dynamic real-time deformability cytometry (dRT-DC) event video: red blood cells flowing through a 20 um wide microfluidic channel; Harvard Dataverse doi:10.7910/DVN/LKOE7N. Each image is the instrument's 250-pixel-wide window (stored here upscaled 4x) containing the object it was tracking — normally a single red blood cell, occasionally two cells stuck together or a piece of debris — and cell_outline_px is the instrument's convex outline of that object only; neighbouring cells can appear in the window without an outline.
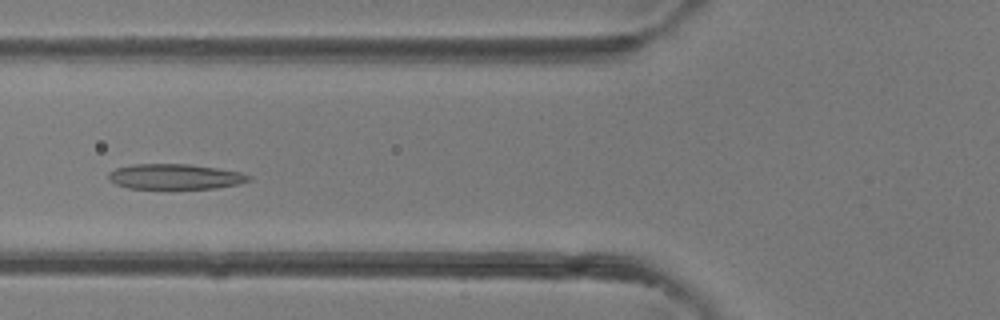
{"species": "common noctule bat (a hibernating species)", "species_latin": "Nyctalus noctula", "temperature_condition": "room temperature", "stored_images_in_passage": 4, "camera_frame_rate_fps": 3000, "um_per_image_px": 0.085, "animal": {"sex": "female"}, "frame": {"image": 1, "passage_image": 4, "time_ms": 3.333, "image_size_px": [1000, 320], "cell_outline_px": [[252, 180], [240, 184], [216, 188], [128, 188], [116, 184], [108, 180], [108, 172], [116, 168], [132, 164], [188, 164], [216, 168], [240, 172], [252, 176]], "centroid_in_image_um": [14.89, 15.01], "position_along_channel_um": 110.9, "area_um2": 20.69}}